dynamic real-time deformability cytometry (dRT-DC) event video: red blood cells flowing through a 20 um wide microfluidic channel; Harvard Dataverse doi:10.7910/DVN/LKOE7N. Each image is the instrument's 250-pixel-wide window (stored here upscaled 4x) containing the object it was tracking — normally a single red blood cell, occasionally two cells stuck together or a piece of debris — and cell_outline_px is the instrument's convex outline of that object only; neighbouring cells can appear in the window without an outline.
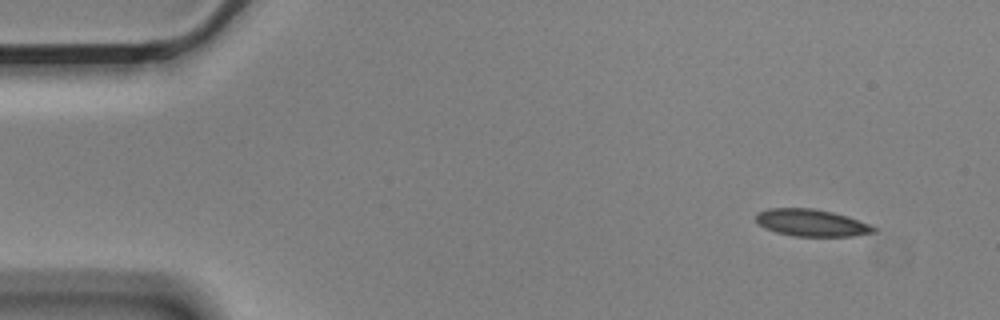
{"species": "Egyptian fruit bat (a non-hibernating species)", "species_latin": "Rousettus aegyptiacus", "temperature_condition": "cold", "stored_images_in_passage": 9, "camera_frame_rate_fps": 3000, "um_per_image_px": 0.085, "animal": {"sex": "male"}, "frame": {"image": 1, "passage_image": 1, "time_ms": 0.0, "image_size_px": [1000, 320], "cell_outline_px": [[876, 232], [852, 236], [792, 236], [776, 232], [764, 228], [756, 220], [756, 216], [760, 212], [768, 208], [812, 208], [832, 212], [848, 216], [868, 224], [876, 228]], "centroid_in_image_um": [68.98, 18.94], "position_along_channel_um": 16.0, "area_um2": 18.44}}
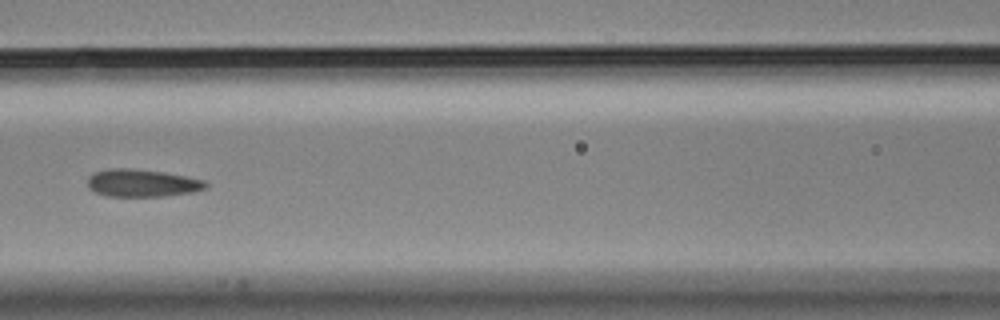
{"frame": {"image": 2, "passage_image": 6, "time_ms": 1.667, "image_size_px": [1000, 320], "cell_outline_px": [[208, 188], [192, 192], [164, 196], [108, 196], [96, 192], [88, 188], [88, 176], [92, 172], [108, 168], [132, 168], [164, 172], [204, 180], [208, 184]], "centroid_in_image_um": [12.05, 15.55], "position_along_channel_um": 154.5, "area_um2": 19.07}}
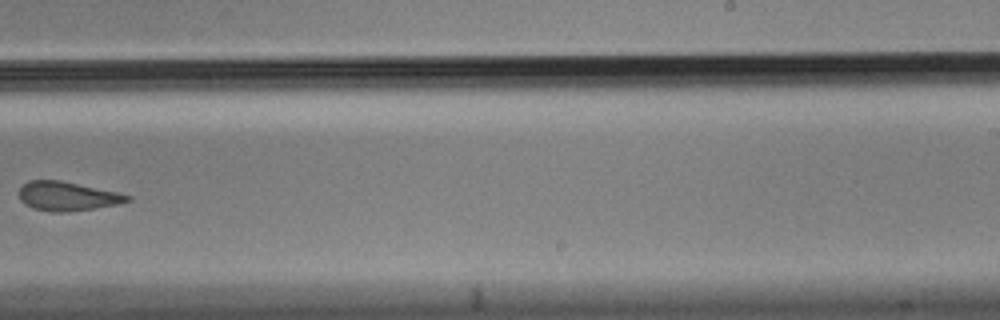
{"frame": {"image": 3, "passage_image": 9, "time_ms": 2.667, "image_size_px": [1000, 320], "cell_outline_px": [[132, 200], [120, 204], [68, 212], [52, 212], [32, 208], [24, 204], [20, 200], [20, 188], [28, 180], [60, 180], [116, 192], [132, 196]], "centroid_in_image_um": [5.73, 16.68], "position_along_channel_um": 283.3, "area_um2": 18.32}}